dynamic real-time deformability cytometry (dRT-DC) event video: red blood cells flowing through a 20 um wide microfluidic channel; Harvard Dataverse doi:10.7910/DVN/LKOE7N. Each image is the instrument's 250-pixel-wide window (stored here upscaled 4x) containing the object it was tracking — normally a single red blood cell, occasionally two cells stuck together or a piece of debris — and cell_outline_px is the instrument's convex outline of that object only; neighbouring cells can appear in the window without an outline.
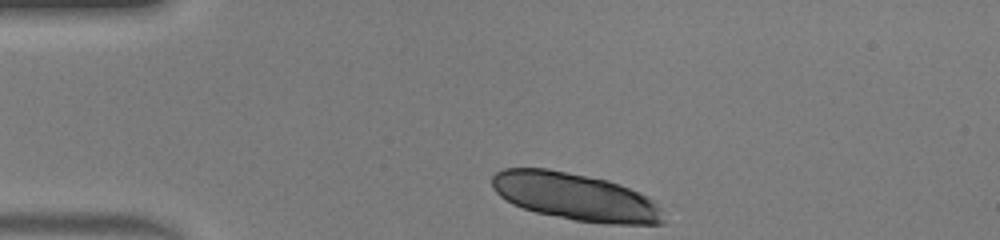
{"species": "human", "species_latin": "Homo sapiens", "temperature_condition": "warm", "stored_images_in_passage": 30, "camera_frame_rate_fps": 3000, "um_per_image_px": 0.085, "donor": {"sex": "male"}, "frame": {"image": 1, "passage_image": 1, "time_ms": 0.0, "image_size_px": [1000, 240], "cell_outline_px": [[668, 224], [608, 224], [576, 220], [536, 212], [512, 204], [500, 196], [492, 188], [492, 176], [496, 172], [504, 168], [548, 168], [608, 180], [640, 192], [648, 196], [660, 208]], "centroid_in_image_um": [48.93, 16.72], "position_along_channel_um": 36.1, "area_um2": 47.45}}